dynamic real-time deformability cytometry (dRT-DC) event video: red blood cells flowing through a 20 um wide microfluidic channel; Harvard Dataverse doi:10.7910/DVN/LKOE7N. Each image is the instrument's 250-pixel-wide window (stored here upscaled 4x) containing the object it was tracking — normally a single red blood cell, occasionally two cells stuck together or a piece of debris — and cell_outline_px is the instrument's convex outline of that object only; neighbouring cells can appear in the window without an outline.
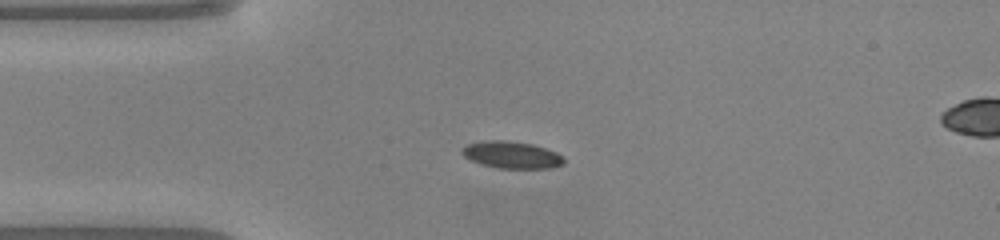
{"species": "common noctule bat (a hibernating species)", "species_latin": "Nyctalus noctula", "temperature_condition": "warm", "stored_images_in_passage": 39, "camera_frame_rate_fps": 3000, "um_per_image_px": 0.085, "animal": {"sex": "male", "body_mass_g": 20.0, "forearm_length_mm": 53.3}, "frame": {"image": 1, "passage_image": 1, "time_ms": 0.0, "image_size_px": [1000, 240], "cell_outline_px": [[564, 164], [552, 168], [496, 168], [480, 164], [464, 156], [460, 152], [460, 148], [464, 144], [480, 140], [508, 140], [532, 144], [556, 152], [564, 156]], "centroid_in_image_um": [43.44, 13.15], "position_along_channel_um": 41.6, "area_um2": 16.36}}
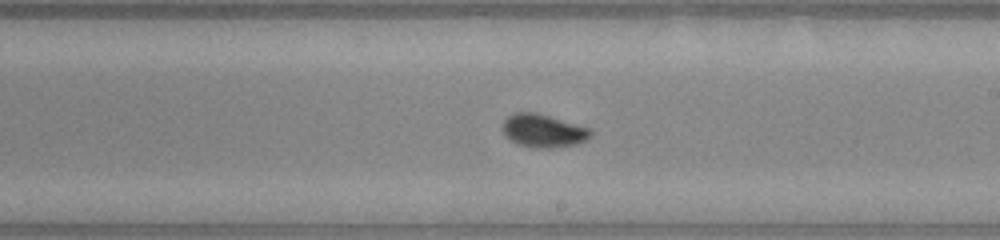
{"frame": {"image": 2, "passage_image": 17, "time_ms": 5.333, "image_size_px": [1000, 240], "cell_outline_px": [[592, 132], [584, 140], [576, 144], [552, 148], [532, 148], [516, 144], [504, 132], [504, 120], [508, 116], [516, 112], [532, 112], [548, 116], [588, 128]], "centroid_in_image_um": [46.14, 11.13], "position_along_channel_um": 242.9, "area_um2": 16.47}}
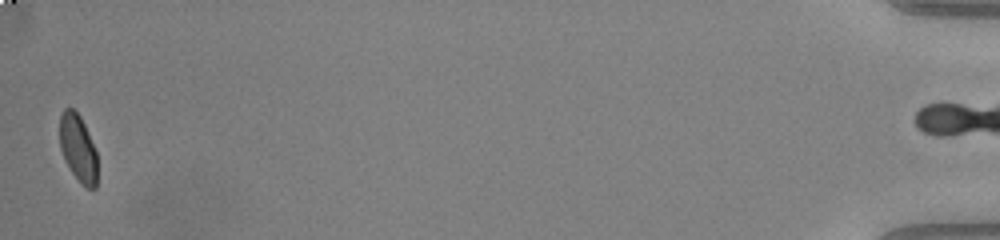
{"frame": {"image": 3, "passage_image": 38, "time_ms": 12.333, "image_size_px": [1000, 240], "cell_outline_px": [[96, 188], [88, 188], [72, 172], [60, 148], [60, 116], [64, 108], [72, 108], [80, 116], [84, 124], [96, 152]], "centroid_in_image_um": [6.62, 12.54], "position_along_channel_um": 428.6, "area_um2": 14.16}, "authors_computed_cell_mechanics": {"area_um2": 16.3574, "velocity_mm_per_s": 4.1048, "shape_relaxation_time_tau1_ms": 3.0763, "shape_relaxation_time_tau2_ms": null, "deformation_change_tau1": 0.1203, "deformation_change_tau2": null}}